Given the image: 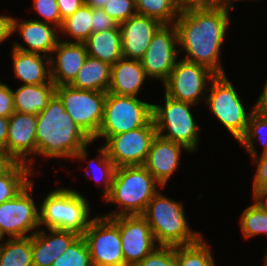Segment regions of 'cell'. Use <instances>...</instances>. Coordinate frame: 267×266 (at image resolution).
I'll list each match as a JSON object with an SVG mask.
<instances>
[{"mask_svg": "<svg viewBox=\"0 0 267 266\" xmlns=\"http://www.w3.org/2000/svg\"><path fill=\"white\" fill-rule=\"evenodd\" d=\"M137 14L173 24L180 14L177 0H135ZM177 15V16H176Z\"/></svg>", "mask_w": 267, "mask_h": 266, "instance_id": "obj_31", "label": "cell"}, {"mask_svg": "<svg viewBox=\"0 0 267 266\" xmlns=\"http://www.w3.org/2000/svg\"><path fill=\"white\" fill-rule=\"evenodd\" d=\"M111 65L87 56L70 86L76 89L108 92L111 81Z\"/></svg>", "mask_w": 267, "mask_h": 266, "instance_id": "obj_26", "label": "cell"}, {"mask_svg": "<svg viewBox=\"0 0 267 266\" xmlns=\"http://www.w3.org/2000/svg\"><path fill=\"white\" fill-rule=\"evenodd\" d=\"M257 169L253 182V198H258L267 190V153L252 157Z\"/></svg>", "mask_w": 267, "mask_h": 266, "instance_id": "obj_39", "label": "cell"}, {"mask_svg": "<svg viewBox=\"0 0 267 266\" xmlns=\"http://www.w3.org/2000/svg\"><path fill=\"white\" fill-rule=\"evenodd\" d=\"M135 266H178L176 246H157Z\"/></svg>", "mask_w": 267, "mask_h": 266, "instance_id": "obj_36", "label": "cell"}, {"mask_svg": "<svg viewBox=\"0 0 267 266\" xmlns=\"http://www.w3.org/2000/svg\"><path fill=\"white\" fill-rule=\"evenodd\" d=\"M57 3L61 19L63 20L85 4V0H57Z\"/></svg>", "mask_w": 267, "mask_h": 266, "instance_id": "obj_43", "label": "cell"}, {"mask_svg": "<svg viewBox=\"0 0 267 266\" xmlns=\"http://www.w3.org/2000/svg\"><path fill=\"white\" fill-rule=\"evenodd\" d=\"M3 238H4V236H3V234L0 231V244H1V241L3 240Z\"/></svg>", "mask_w": 267, "mask_h": 266, "instance_id": "obj_52", "label": "cell"}, {"mask_svg": "<svg viewBox=\"0 0 267 266\" xmlns=\"http://www.w3.org/2000/svg\"><path fill=\"white\" fill-rule=\"evenodd\" d=\"M50 232L47 233V232ZM34 230L32 235L33 266H51L79 236L76 232L48 229Z\"/></svg>", "mask_w": 267, "mask_h": 266, "instance_id": "obj_21", "label": "cell"}, {"mask_svg": "<svg viewBox=\"0 0 267 266\" xmlns=\"http://www.w3.org/2000/svg\"><path fill=\"white\" fill-rule=\"evenodd\" d=\"M13 71L24 85L54 83L50 75V58L39 54L12 48ZM47 59V60H46ZM47 63H46V62Z\"/></svg>", "mask_w": 267, "mask_h": 266, "instance_id": "obj_23", "label": "cell"}, {"mask_svg": "<svg viewBox=\"0 0 267 266\" xmlns=\"http://www.w3.org/2000/svg\"><path fill=\"white\" fill-rule=\"evenodd\" d=\"M204 238L189 245L176 246L178 266H215L209 244Z\"/></svg>", "mask_w": 267, "mask_h": 266, "instance_id": "obj_32", "label": "cell"}, {"mask_svg": "<svg viewBox=\"0 0 267 266\" xmlns=\"http://www.w3.org/2000/svg\"><path fill=\"white\" fill-rule=\"evenodd\" d=\"M34 11L43 17V22L60 29L63 20L58 8L57 0H33Z\"/></svg>", "mask_w": 267, "mask_h": 266, "instance_id": "obj_38", "label": "cell"}, {"mask_svg": "<svg viewBox=\"0 0 267 266\" xmlns=\"http://www.w3.org/2000/svg\"><path fill=\"white\" fill-rule=\"evenodd\" d=\"M57 30L59 31L57 27L50 26L41 19L20 20L19 22L13 17V33L19 32L28 46L24 47L21 43L16 42L12 48L31 53L40 54L42 52L41 54L45 56L49 54L50 58L60 40Z\"/></svg>", "mask_w": 267, "mask_h": 266, "instance_id": "obj_20", "label": "cell"}, {"mask_svg": "<svg viewBox=\"0 0 267 266\" xmlns=\"http://www.w3.org/2000/svg\"><path fill=\"white\" fill-rule=\"evenodd\" d=\"M267 206V190L258 197Z\"/></svg>", "mask_w": 267, "mask_h": 266, "instance_id": "obj_50", "label": "cell"}, {"mask_svg": "<svg viewBox=\"0 0 267 266\" xmlns=\"http://www.w3.org/2000/svg\"><path fill=\"white\" fill-rule=\"evenodd\" d=\"M253 199L255 202L240 217L241 232L245 239L258 234L267 235V206L259 198Z\"/></svg>", "mask_w": 267, "mask_h": 266, "instance_id": "obj_30", "label": "cell"}, {"mask_svg": "<svg viewBox=\"0 0 267 266\" xmlns=\"http://www.w3.org/2000/svg\"><path fill=\"white\" fill-rule=\"evenodd\" d=\"M164 96L165 105L153 104L152 108V118L157 134L164 139L185 146L191 152L196 151L200 127L195 123L190 110L193 104L172 99L166 94Z\"/></svg>", "mask_w": 267, "mask_h": 266, "instance_id": "obj_6", "label": "cell"}, {"mask_svg": "<svg viewBox=\"0 0 267 266\" xmlns=\"http://www.w3.org/2000/svg\"><path fill=\"white\" fill-rule=\"evenodd\" d=\"M13 35V17L0 15V44Z\"/></svg>", "mask_w": 267, "mask_h": 266, "instance_id": "obj_44", "label": "cell"}, {"mask_svg": "<svg viewBox=\"0 0 267 266\" xmlns=\"http://www.w3.org/2000/svg\"><path fill=\"white\" fill-rule=\"evenodd\" d=\"M162 186L144 166H122L115 170L110 193L103 199L116 203L115 209L104 216L142 215L149 201Z\"/></svg>", "mask_w": 267, "mask_h": 266, "instance_id": "obj_3", "label": "cell"}, {"mask_svg": "<svg viewBox=\"0 0 267 266\" xmlns=\"http://www.w3.org/2000/svg\"><path fill=\"white\" fill-rule=\"evenodd\" d=\"M16 161L3 149H0V176L4 175Z\"/></svg>", "mask_w": 267, "mask_h": 266, "instance_id": "obj_45", "label": "cell"}, {"mask_svg": "<svg viewBox=\"0 0 267 266\" xmlns=\"http://www.w3.org/2000/svg\"><path fill=\"white\" fill-rule=\"evenodd\" d=\"M219 4V0H177L180 11L195 8H210Z\"/></svg>", "mask_w": 267, "mask_h": 266, "instance_id": "obj_42", "label": "cell"}, {"mask_svg": "<svg viewBox=\"0 0 267 266\" xmlns=\"http://www.w3.org/2000/svg\"><path fill=\"white\" fill-rule=\"evenodd\" d=\"M92 142L65 111L63 102L56 94L48 106L37 114L36 155L85 160L88 145Z\"/></svg>", "mask_w": 267, "mask_h": 266, "instance_id": "obj_2", "label": "cell"}, {"mask_svg": "<svg viewBox=\"0 0 267 266\" xmlns=\"http://www.w3.org/2000/svg\"><path fill=\"white\" fill-rule=\"evenodd\" d=\"M102 10L118 24L137 14L135 0H109Z\"/></svg>", "mask_w": 267, "mask_h": 266, "instance_id": "obj_37", "label": "cell"}, {"mask_svg": "<svg viewBox=\"0 0 267 266\" xmlns=\"http://www.w3.org/2000/svg\"><path fill=\"white\" fill-rule=\"evenodd\" d=\"M153 104L133 96H120L107 92L104 117L98 134L93 141L105 140L120 133L145 126L152 119Z\"/></svg>", "mask_w": 267, "mask_h": 266, "instance_id": "obj_8", "label": "cell"}, {"mask_svg": "<svg viewBox=\"0 0 267 266\" xmlns=\"http://www.w3.org/2000/svg\"><path fill=\"white\" fill-rule=\"evenodd\" d=\"M215 76L206 66L178 60L169 78L163 83L165 94L172 99L197 105L200 99H206L207 80H212Z\"/></svg>", "mask_w": 267, "mask_h": 266, "instance_id": "obj_11", "label": "cell"}, {"mask_svg": "<svg viewBox=\"0 0 267 266\" xmlns=\"http://www.w3.org/2000/svg\"><path fill=\"white\" fill-rule=\"evenodd\" d=\"M90 211L84 195L71 188H57L45 196L41 203L40 226L83 235L93 220L90 219Z\"/></svg>", "mask_w": 267, "mask_h": 266, "instance_id": "obj_5", "label": "cell"}, {"mask_svg": "<svg viewBox=\"0 0 267 266\" xmlns=\"http://www.w3.org/2000/svg\"><path fill=\"white\" fill-rule=\"evenodd\" d=\"M120 236L127 266H135L158 246L142 215L120 216Z\"/></svg>", "mask_w": 267, "mask_h": 266, "instance_id": "obj_15", "label": "cell"}, {"mask_svg": "<svg viewBox=\"0 0 267 266\" xmlns=\"http://www.w3.org/2000/svg\"><path fill=\"white\" fill-rule=\"evenodd\" d=\"M229 8L220 4L210 8L180 11L175 21L178 45L187 55L185 61L206 66L216 75H224L220 50L228 27Z\"/></svg>", "mask_w": 267, "mask_h": 266, "instance_id": "obj_1", "label": "cell"}, {"mask_svg": "<svg viewBox=\"0 0 267 266\" xmlns=\"http://www.w3.org/2000/svg\"><path fill=\"white\" fill-rule=\"evenodd\" d=\"M51 266H92L89 248L84 237L79 235Z\"/></svg>", "mask_w": 267, "mask_h": 266, "instance_id": "obj_34", "label": "cell"}, {"mask_svg": "<svg viewBox=\"0 0 267 266\" xmlns=\"http://www.w3.org/2000/svg\"><path fill=\"white\" fill-rule=\"evenodd\" d=\"M109 0H85L92 8H102Z\"/></svg>", "mask_w": 267, "mask_h": 266, "instance_id": "obj_48", "label": "cell"}, {"mask_svg": "<svg viewBox=\"0 0 267 266\" xmlns=\"http://www.w3.org/2000/svg\"><path fill=\"white\" fill-rule=\"evenodd\" d=\"M89 248L92 266H127L120 236V216L94 217L82 235Z\"/></svg>", "mask_w": 267, "mask_h": 266, "instance_id": "obj_9", "label": "cell"}, {"mask_svg": "<svg viewBox=\"0 0 267 266\" xmlns=\"http://www.w3.org/2000/svg\"><path fill=\"white\" fill-rule=\"evenodd\" d=\"M88 56L114 65L123 58L119 24L110 30L93 32L84 42Z\"/></svg>", "mask_w": 267, "mask_h": 266, "instance_id": "obj_24", "label": "cell"}, {"mask_svg": "<svg viewBox=\"0 0 267 266\" xmlns=\"http://www.w3.org/2000/svg\"><path fill=\"white\" fill-rule=\"evenodd\" d=\"M190 152L185 146L156 135L151 143L143 166L153 175L162 186H166L171 175L180 164L181 150Z\"/></svg>", "mask_w": 267, "mask_h": 266, "instance_id": "obj_18", "label": "cell"}, {"mask_svg": "<svg viewBox=\"0 0 267 266\" xmlns=\"http://www.w3.org/2000/svg\"><path fill=\"white\" fill-rule=\"evenodd\" d=\"M156 135L152 118L145 126L108 137L103 147L116 168L143 166Z\"/></svg>", "mask_w": 267, "mask_h": 266, "instance_id": "obj_12", "label": "cell"}, {"mask_svg": "<svg viewBox=\"0 0 267 266\" xmlns=\"http://www.w3.org/2000/svg\"><path fill=\"white\" fill-rule=\"evenodd\" d=\"M264 264H265V266H267V253L265 254Z\"/></svg>", "mask_w": 267, "mask_h": 266, "instance_id": "obj_51", "label": "cell"}, {"mask_svg": "<svg viewBox=\"0 0 267 266\" xmlns=\"http://www.w3.org/2000/svg\"><path fill=\"white\" fill-rule=\"evenodd\" d=\"M55 83L22 85L12 90L15 112L38 114L55 95Z\"/></svg>", "mask_w": 267, "mask_h": 266, "instance_id": "obj_25", "label": "cell"}, {"mask_svg": "<svg viewBox=\"0 0 267 266\" xmlns=\"http://www.w3.org/2000/svg\"><path fill=\"white\" fill-rule=\"evenodd\" d=\"M60 31L74 38V42L84 43L93 33L92 7L85 3L72 15L63 19Z\"/></svg>", "mask_w": 267, "mask_h": 266, "instance_id": "obj_29", "label": "cell"}, {"mask_svg": "<svg viewBox=\"0 0 267 266\" xmlns=\"http://www.w3.org/2000/svg\"><path fill=\"white\" fill-rule=\"evenodd\" d=\"M55 94L60 98L65 111L93 139L101 127L107 92L76 89L70 85L56 86Z\"/></svg>", "mask_w": 267, "mask_h": 266, "instance_id": "obj_10", "label": "cell"}, {"mask_svg": "<svg viewBox=\"0 0 267 266\" xmlns=\"http://www.w3.org/2000/svg\"><path fill=\"white\" fill-rule=\"evenodd\" d=\"M184 206L159 191L149 201L142 216L148 222L158 246H181L197 242L202 236L189 227Z\"/></svg>", "mask_w": 267, "mask_h": 266, "instance_id": "obj_4", "label": "cell"}, {"mask_svg": "<svg viewBox=\"0 0 267 266\" xmlns=\"http://www.w3.org/2000/svg\"><path fill=\"white\" fill-rule=\"evenodd\" d=\"M175 24H163L155 33L144 57L140 60L149 78L165 82L177 62L179 49Z\"/></svg>", "mask_w": 267, "mask_h": 266, "instance_id": "obj_14", "label": "cell"}, {"mask_svg": "<svg viewBox=\"0 0 267 266\" xmlns=\"http://www.w3.org/2000/svg\"><path fill=\"white\" fill-rule=\"evenodd\" d=\"M0 266H33L32 236L9 238L1 243Z\"/></svg>", "mask_w": 267, "mask_h": 266, "instance_id": "obj_27", "label": "cell"}, {"mask_svg": "<svg viewBox=\"0 0 267 266\" xmlns=\"http://www.w3.org/2000/svg\"><path fill=\"white\" fill-rule=\"evenodd\" d=\"M32 170L27 164L16 162L0 176V204L13 199L31 182Z\"/></svg>", "mask_w": 267, "mask_h": 266, "instance_id": "obj_28", "label": "cell"}, {"mask_svg": "<svg viewBox=\"0 0 267 266\" xmlns=\"http://www.w3.org/2000/svg\"><path fill=\"white\" fill-rule=\"evenodd\" d=\"M93 32L110 30L115 28L118 23L108 16L102 8H92Z\"/></svg>", "mask_w": 267, "mask_h": 266, "instance_id": "obj_41", "label": "cell"}, {"mask_svg": "<svg viewBox=\"0 0 267 266\" xmlns=\"http://www.w3.org/2000/svg\"><path fill=\"white\" fill-rule=\"evenodd\" d=\"M262 91L254 107L259 114L267 116V80Z\"/></svg>", "mask_w": 267, "mask_h": 266, "instance_id": "obj_46", "label": "cell"}, {"mask_svg": "<svg viewBox=\"0 0 267 266\" xmlns=\"http://www.w3.org/2000/svg\"><path fill=\"white\" fill-rule=\"evenodd\" d=\"M54 52L56 60L50 57L51 80L56 86L70 85L88 56L86 46L83 42L59 40Z\"/></svg>", "mask_w": 267, "mask_h": 266, "instance_id": "obj_19", "label": "cell"}, {"mask_svg": "<svg viewBox=\"0 0 267 266\" xmlns=\"http://www.w3.org/2000/svg\"><path fill=\"white\" fill-rule=\"evenodd\" d=\"M162 25L158 20L140 14L119 24L123 58L141 60Z\"/></svg>", "mask_w": 267, "mask_h": 266, "instance_id": "obj_17", "label": "cell"}, {"mask_svg": "<svg viewBox=\"0 0 267 266\" xmlns=\"http://www.w3.org/2000/svg\"><path fill=\"white\" fill-rule=\"evenodd\" d=\"M9 119L0 117V149L6 148Z\"/></svg>", "mask_w": 267, "mask_h": 266, "instance_id": "obj_47", "label": "cell"}, {"mask_svg": "<svg viewBox=\"0 0 267 266\" xmlns=\"http://www.w3.org/2000/svg\"><path fill=\"white\" fill-rule=\"evenodd\" d=\"M207 92L206 105L229 133L239 141L244 135L255 107L246 112L243 100L228 80L226 74L216 75ZM242 100V101H241Z\"/></svg>", "mask_w": 267, "mask_h": 266, "instance_id": "obj_7", "label": "cell"}, {"mask_svg": "<svg viewBox=\"0 0 267 266\" xmlns=\"http://www.w3.org/2000/svg\"><path fill=\"white\" fill-rule=\"evenodd\" d=\"M241 1V0H240ZM219 4L225 6L226 8L232 9L234 8V0H219Z\"/></svg>", "mask_w": 267, "mask_h": 266, "instance_id": "obj_49", "label": "cell"}, {"mask_svg": "<svg viewBox=\"0 0 267 266\" xmlns=\"http://www.w3.org/2000/svg\"><path fill=\"white\" fill-rule=\"evenodd\" d=\"M99 156H96L95 159H91L88 162V166L86 167L87 170H90L88 172L91 173V171H98L99 172V178L98 175L96 176V174H92L89 175L90 178H94L95 180H97V182H101V184H104L105 186L103 187V199L110 193L111 190V185H112V181H113V177H114V173L116 170V167L114 165V163L112 162V160L108 157L107 152L105 150V148L102 146L99 148ZM95 162V163H94ZM95 164L96 166L92 167L91 164ZM91 166V167H90Z\"/></svg>", "mask_w": 267, "mask_h": 266, "instance_id": "obj_35", "label": "cell"}, {"mask_svg": "<svg viewBox=\"0 0 267 266\" xmlns=\"http://www.w3.org/2000/svg\"><path fill=\"white\" fill-rule=\"evenodd\" d=\"M31 181L11 200L0 204V231L5 237L22 238L32 236L27 234L40 226V214L31 193L34 189ZM30 192V194H29Z\"/></svg>", "mask_w": 267, "mask_h": 266, "instance_id": "obj_13", "label": "cell"}, {"mask_svg": "<svg viewBox=\"0 0 267 266\" xmlns=\"http://www.w3.org/2000/svg\"><path fill=\"white\" fill-rule=\"evenodd\" d=\"M14 112L12 89L0 82V117L9 118Z\"/></svg>", "mask_w": 267, "mask_h": 266, "instance_id": "obj_40", "label": "cell"}, {"mask_svg": "<svg viewBox=\"0 0 267 266\" xmlns=\"http://www.w3.org/2000/svg\"><path fill=\"white\" fill-rule=\"evenodd\" d=\"M8 119L9 128L4 150L16 162L27 164L30 167L36 155L37 115L14 112Z\"/></svg>", "mask_w": 267, "mask_h": 266, "instance_id": "obj_16", "label": "cell"}, {"mask_svg": "<svg viewBox=\"0 0 267 266\" xmlns=\"http://www.w3.org/2000/svg\"><path fill=\"white\" fill-rule=\"evenodd\" d=\"M255 138H259L263 146L262 154L267 153V116L259 114L256 110L253 111L247 124L244 135L238 141L244 146L251 157L257 156L259 153L256 149Z\"/></svg>", "mask_w": 267, "mask_h": 266, "instance_id": "obj_33", "label": "cell"}, {"mask_svg": "<svg viewBox=\"0 0 267 266\" xmlns=\"http://www.w3.org/2000/svg\"><path fill=\"white\" fill-rule=\"evenodd\" d=\"M147 77L140 60L121 58L111 67L108 92L137 97Z\"/></svg>", "mask_w": 267, "mask_h": 266, "instance_id": "obj_22", "label": "cell"}]
</instances>
